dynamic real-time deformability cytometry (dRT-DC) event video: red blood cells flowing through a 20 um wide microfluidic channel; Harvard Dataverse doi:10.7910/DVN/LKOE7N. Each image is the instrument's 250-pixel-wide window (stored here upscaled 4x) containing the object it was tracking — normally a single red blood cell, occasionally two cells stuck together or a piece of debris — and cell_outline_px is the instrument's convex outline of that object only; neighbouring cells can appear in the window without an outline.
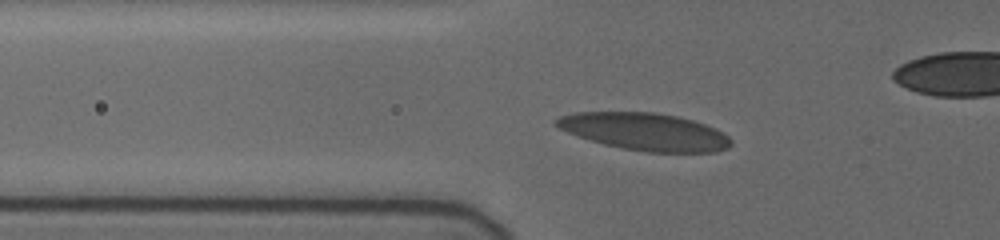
{"species": "human", "species_latin": "Homo sapiens", "temperature_condition": "cold", "stored_images_in_passage": 14, "camera_frame_rate_fps": 3000, "um_per_image_px": 0.085, "donor": {"sex": "female"}, "frame": {"image": 1, "passage_image": 4, "time_ms": 1.333, "image_size_px": [1000, 240], "cell_outline_px": [[732, 144], [728, 148], [716, 152], [648, 152], [624, 148], [604, 144], [568, 132], [552, 124], [552, 120], [560, 116], [576, 112], [656, 112], [676, 116], [692, 120], [716, 128], [724, 132], [732, 140]], "centroid_in_image_um": [54.84, 11.18], "position_along_channel_um": 71.0, "area_um2": 37.97}}
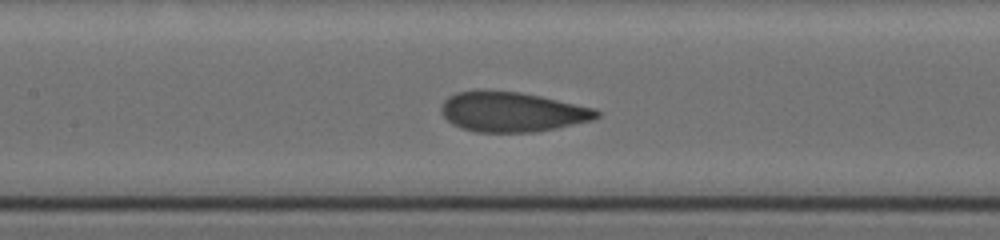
{"frame": {"image": 2, "passage_image": 9, "time_ms": 4.0, "image_size_px": [1000, 240], "cell_outline_px": [[600, 116], [592, 120], [556, 128], [536, 132], [476, 132], [460, 128], [452, 124], [440, 112], [440, 108], [444, 100], [448, 96], [456, 92], [476, 88], [484, 88], [520, 92], [540, 96], [592, 108], [600, 112]], "centroid_in_image_um": [43.44, 9.48], "position_along_channel_um": 164.0, "area_um2": 36.59}}
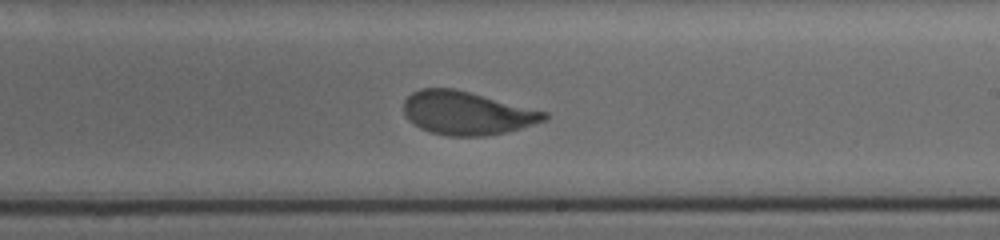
{"frame": {"image": 3, "passage_image": 13, "time_ms": 6.333, "image_size_px": [1000, 240], "cell_outline_px": [[548, 120], [520, 128], [504, 132], [484, 136], [448, 136], [428, 132], [420, 128], [408, 120], [404, 112], [404, 100], [412, 92], [420, 88], [452, 88], [548, 112]], "centroid_in_image_um": [39.66, 9.62], "position_along_channel_um": 249.3, "area_um2": 35.37}}